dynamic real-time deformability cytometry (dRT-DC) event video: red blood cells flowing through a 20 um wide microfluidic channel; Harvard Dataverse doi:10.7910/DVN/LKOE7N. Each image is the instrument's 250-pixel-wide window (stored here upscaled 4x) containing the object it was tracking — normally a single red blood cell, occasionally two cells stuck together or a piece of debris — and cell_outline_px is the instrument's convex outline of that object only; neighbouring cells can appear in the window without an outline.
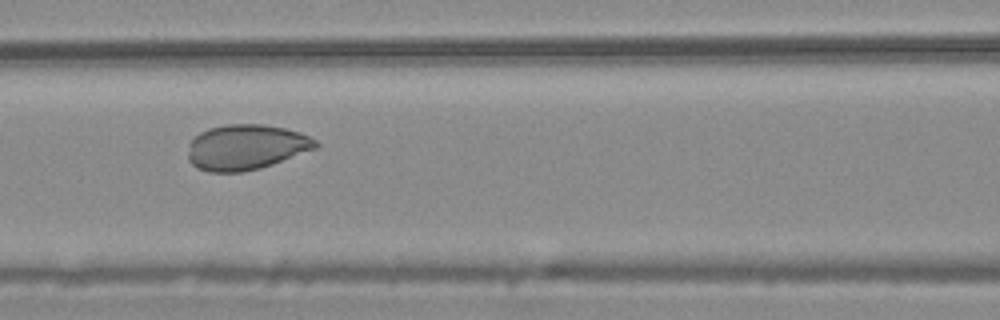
{"species": "common noctule bat (a hibernating species)", "species_latin": "Nyctalus noctula", "temperature_condition": "warm", "stored_images_in_passage": 9, "camera_frame_rate_fps": 3000, "um_per_image_px": 0.085, "animal": {"sex": "male", "body_mass_g": 20.4}, "frame": {"image": 1, "passage_image": 6, "time_ms": 1.667, "image_size_px": [1000, 320], "cell_outline_px": [[320, 144], [316, 148], [272, 164], [260, 168], [244, 172], [208, 172], [196, 168], [188, 160], [188, 144], [200, 132], [208, 128], [224, 124], [264, 124], [284, 128], [300, 132], [316, 140]], "centroid_in_image_um": [20.88, 12.51], "position_along_channel_um": 145.7, "area_um2": 33.87}}
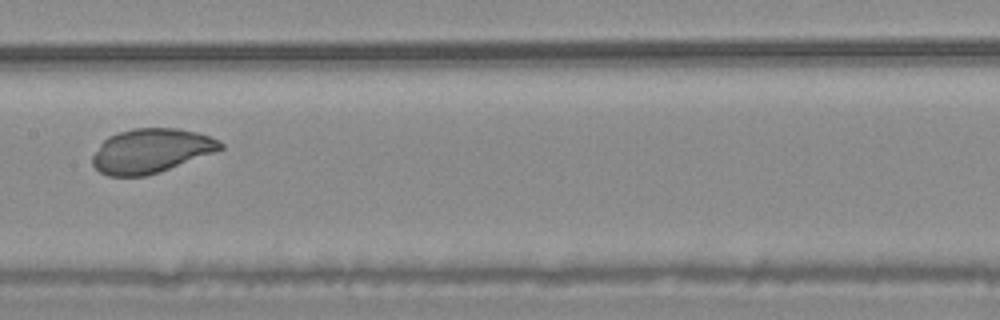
{"frame": {"image": 2, "passage_image": 7, "time_ms": 2.0, "image_size_px": [1000, 320], "cell_outline_px": [[224, 148], [216, 152], [160, 172], [144, 176], [108, 176], [100, 172], [92, 164], [92, 156], [100, 144], [108, 136], [132, 128], [180, 128], [196, 132], [220, 140], [224, 144]], "centroid_in_image_um": [12.85, 12.82], "position_along_channel_um": 194.5, "area_um2": 33.12}}
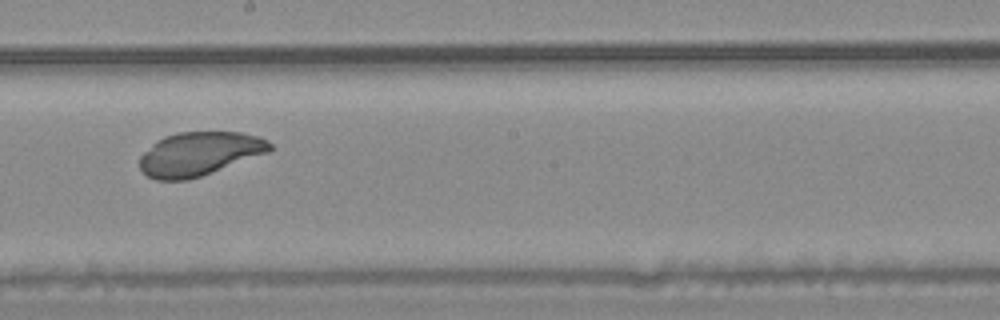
{"frame": {"image": 3, "passage_image": 8, "time_ms": 2.333, "image_size_px": [1000, 320], "cell_outline_px": [[272, 148], [268, 152], [200, 176], [188, 180], [156, 180], [148, 176], [140, 168], [140, 156], [156, 140], [164, 136], [176, 132], [240, 132], [260, 136], [268, 140], [272, 144]], "centroid_in_image_um": [16.93, 13.06], "position_along_channel_um": 231.3, "area_um2": 33.0}}